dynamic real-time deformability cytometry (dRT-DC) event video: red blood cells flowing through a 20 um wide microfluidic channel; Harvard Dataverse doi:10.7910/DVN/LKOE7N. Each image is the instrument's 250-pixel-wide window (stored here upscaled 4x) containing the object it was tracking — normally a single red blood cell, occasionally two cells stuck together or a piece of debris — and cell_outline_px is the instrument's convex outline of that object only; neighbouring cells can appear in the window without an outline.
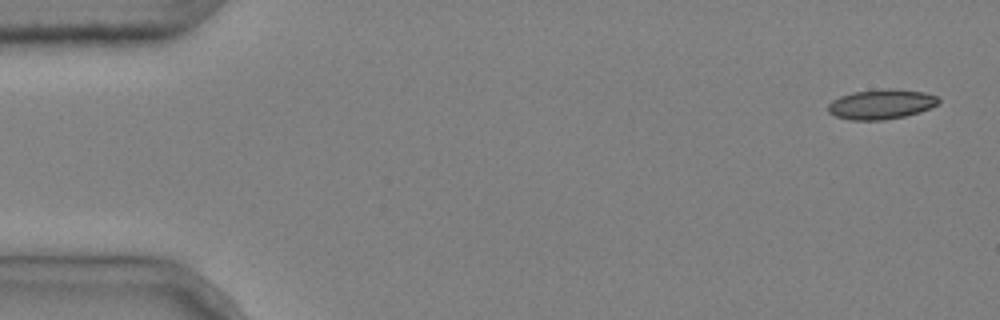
{"species": "common noctule bat (a hibernating species)", "species_latin": "Nyctalus noctula", "temperature_condition": "cold", "stored_images_in_passage": 6, "camera_frame_rate_fps": 3000, "um_per_image_px": 0.085, "animal": {"sex": "male", "body_mass_g": 20.4}, "frame": {"image": 1, "passage_image": 1, "time_ms": 0.0, "image_size_px": [1000, 320], "cell_outline_px": [[940, 104], [920, 112], [904, 116], [884, 120], [852, 120], [836, 116], [828, 112], [828, 104], [832, 100], [840, 96], [852, 92], [888, 88], [896, 88], [924, 92], [936, 96], [940, 100]], "centroid_in_image_um": [74.92, 8.85], "position_along_channel_um": 10.1, "area_um2": 19.36}}